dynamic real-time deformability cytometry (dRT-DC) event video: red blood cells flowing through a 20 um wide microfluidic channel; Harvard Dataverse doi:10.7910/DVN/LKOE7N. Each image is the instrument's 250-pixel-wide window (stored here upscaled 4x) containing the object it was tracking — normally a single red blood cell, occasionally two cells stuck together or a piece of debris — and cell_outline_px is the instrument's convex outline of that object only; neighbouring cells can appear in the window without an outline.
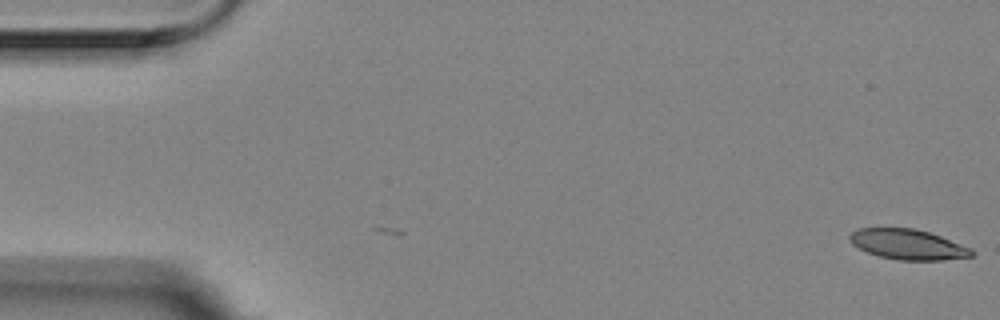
{"species": "Egyptian fruit bat (a non-hibernating species)", "species_latin": "Rousettus aegyptiacus", "temperature_condition": "room temperature", "stored_images_in_passage": 4, "camera_frame_rate_fps": 3000, "um_per_image_px": 0.085, "animal": {"sex": "female"}, "frame": {"image": 1, "passage_image": 4, "time_ms": 1.0, "image_size_px": [1000, 320], "cell_outline_px": [[976, 252], [972, 256], [944, 260], [900, 260], [880, 256], [868, 252], [852, 244], [848, 240], [848, 236], [856, 228], [916, 228], [940, 236], [972, 248]], "centroid_in_image_um": [77.18, 20.77], "position_along_channel_um": 7.8, "area_um2": 21.5}}